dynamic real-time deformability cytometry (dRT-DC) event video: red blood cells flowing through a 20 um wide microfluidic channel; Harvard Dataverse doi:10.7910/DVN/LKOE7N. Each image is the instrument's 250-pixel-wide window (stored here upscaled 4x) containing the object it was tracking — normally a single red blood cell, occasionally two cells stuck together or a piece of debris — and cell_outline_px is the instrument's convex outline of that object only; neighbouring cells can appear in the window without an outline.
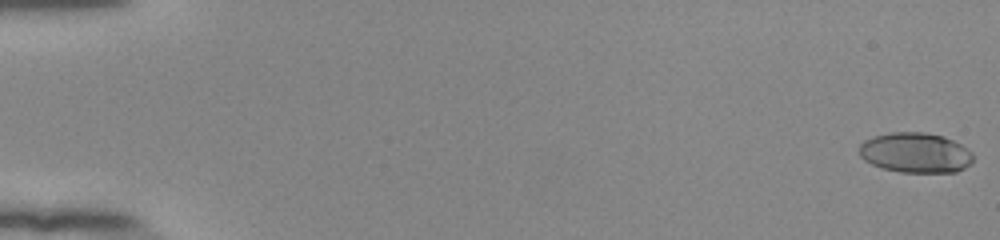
{"species": "human", "species_latin": "Homo sapiens", "temperature_condition": "room temperature", "stored_images_in_passage": 55, "camera_frame_rate_fps": 3000, "um_per_image_px": 0.085, "donor": {"sex": "female"}, "frame": {"image": 1, "passage_image": 1, "time_ms": 0.0, "image_size_px": [1000, 240], "cell_outline_px": [[972, 164], [956, 172], [900, 172], [884, 168], [872, 164], [864, 160], [860, 156], [860, 144], [864, 140], [872, 136], [888, 132], [924, 132], [944, 136], [968, 148], [972, 152]], "centroid_in_image_um": [77.82, 12.97], "position_along_channel_um": 7.2, "area_um2": 26.76}}
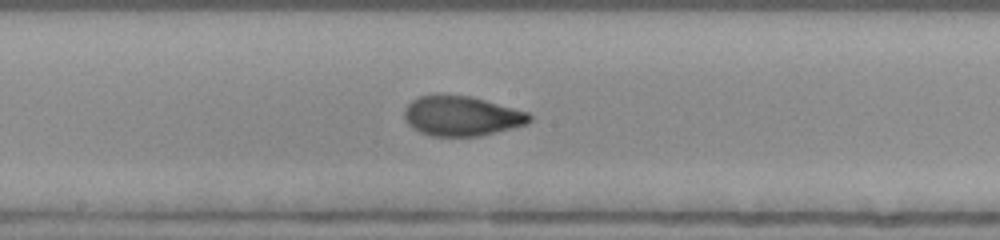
{"frame": {"image": 2, "passage_image": 31, "time_ms": 10.0, "image_size_px": [1000, 240], "cell_outline_px": [[532, 120], [528, 124], [480, 136], [432, 136], [420, 132], [412, 128], [408, 124], [404, 116], [404, 112], [408, 104], [412, 100], [420, 96], [436, 92], [440, 92], [472, 96], [528, 112], [532, 116]], "centroid_in_image_um": [39.22, 9.83], "position_along_channel_um": 209.0, "area_um2": 29.65}}
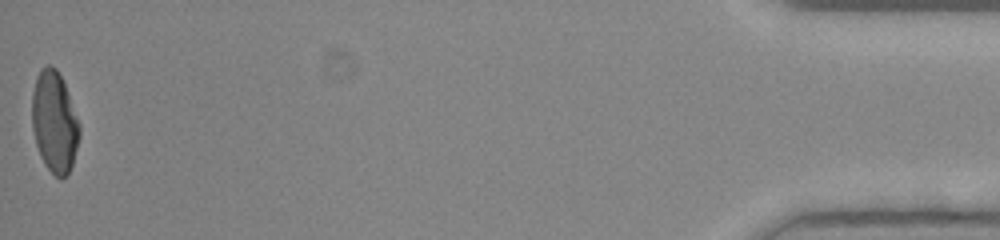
{"frame": {"image": 3, "passage_image": 55, "time_ms": 18.0, "image_size_px": [1000, 240], "cell_outline_px": [[80, 136], [72, 164], [68, 172], [60, 180], [44, 164], [40, 156], [36, 144], [32, 128], [32, 92], [36, 76], [40, 68], [48, 64], [56, 68], [64, 84], [80, 124]], "centroid_in_image_um": [4.61, 10.35], "position_along_channel_um": 430.6, "area_um2": 27.92}, "authors_computed_cell_mechanics": {"area_um2": 27.9174, "velocity_mm_per_s": 3.8935, "shape_relaxation_time_tau1_ms": 5.2675, "shape_relaxation_time_tau2_ms": 1.1991, "deformation_change_tau1": 0.2173, "deformation_change_tau2": 0.0655}}